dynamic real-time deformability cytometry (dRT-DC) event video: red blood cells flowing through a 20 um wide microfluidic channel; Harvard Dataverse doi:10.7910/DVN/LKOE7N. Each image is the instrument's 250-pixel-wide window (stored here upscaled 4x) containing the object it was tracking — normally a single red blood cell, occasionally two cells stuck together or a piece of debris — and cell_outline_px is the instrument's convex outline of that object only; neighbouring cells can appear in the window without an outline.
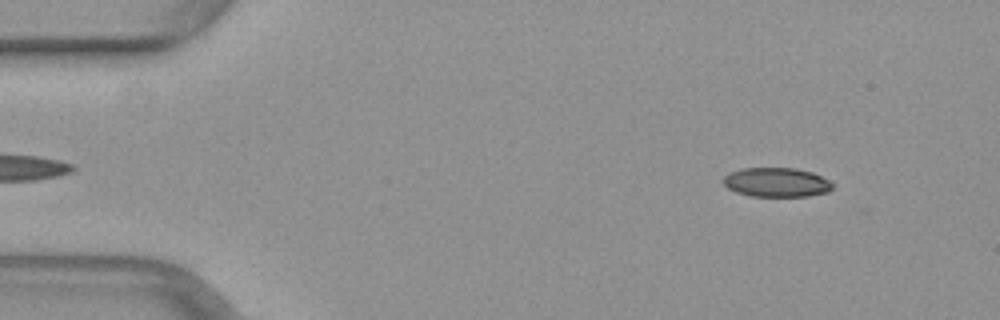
{"species": "common noctule bat (a hibernating species)", "species_latin": "Nyctalus noctula", "temperature_condition": "warm", "stored_images_in_passage": 47, "camera_frame_rate_fps": 3000, "um_per_image_px": 0.085, "animal": {"sex": "female", "body_mass_g": 29.2, "forearm_length_mm": 56.3}, "frame": {"image": 1, "passage_image": 3, "time_ms": 0.667, "image_size_px": [1000, 320], "cell_outline_px": [[832, 188], [828, 192], [808, 196], [752, 196], [736, 192], [728, 188], [724, 184], [724, 176], [728, 172], [740, 168], [792, 168], [812, 172], [828, 180], [832, 184]], "centroid_in_image_um": [65.97, 15.49], "position_along_channel_um": 19.0, "area_um2": 18.55}}
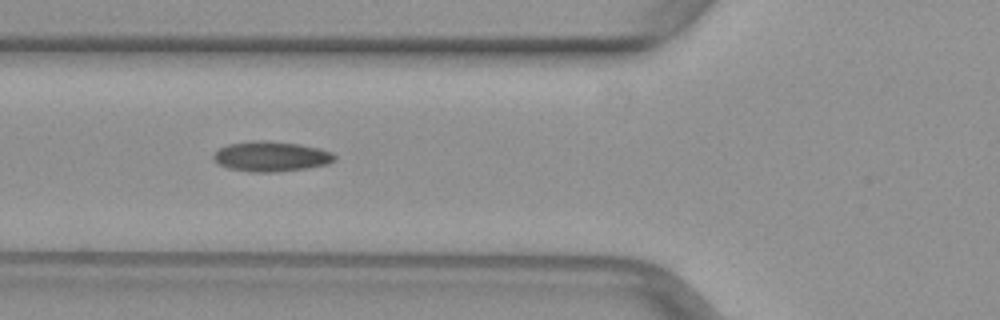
{"frame": {"image": 2, "passage_image": 16, "time_ms": 5.0, "image_size_px": [1000, 320], "cell_outline_px": [[336, 160], [328, 164], [308, 168], [280, 172], [248, 172], [228, 168], [212, 160], [212, 156], [220, 148], [228, 144], [252, 140], [264, 140], [300, 144], [320, 148], [332, 152], [336, 156]], "centroid_in_image_um": [23.06, 13.3], "position_along_channel_um": 102.7, "area_um2": 21.56}}
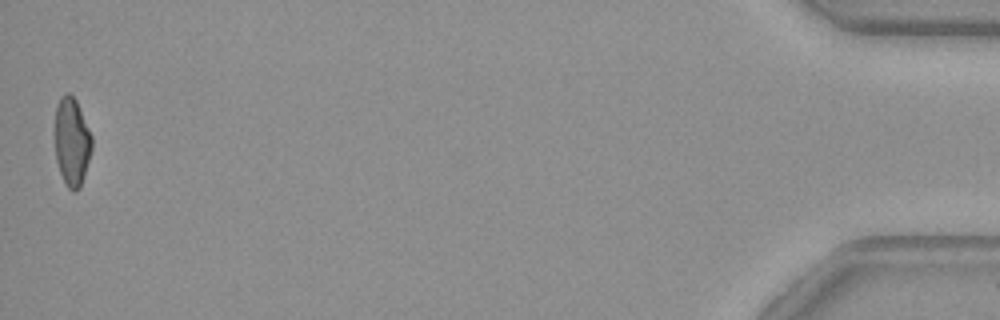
{"frame": {"image": 3, "passage_image": 47, "time_ms": 15.333, "image_size_px": [1000, 320], "cell_outline_px": [[92, 148], [84, 176], [80, 188], [76, 192], [72, 192], [68, 188], [60, 172], [56, 160], [56, 104], [60, 96], [64, 92], [68, 92], [76, 100], [92, 136]], "centroid_in_image_um": [6.11, 12.05], "position_along_channel_um": 429.1, "area_um2": 18.9}}